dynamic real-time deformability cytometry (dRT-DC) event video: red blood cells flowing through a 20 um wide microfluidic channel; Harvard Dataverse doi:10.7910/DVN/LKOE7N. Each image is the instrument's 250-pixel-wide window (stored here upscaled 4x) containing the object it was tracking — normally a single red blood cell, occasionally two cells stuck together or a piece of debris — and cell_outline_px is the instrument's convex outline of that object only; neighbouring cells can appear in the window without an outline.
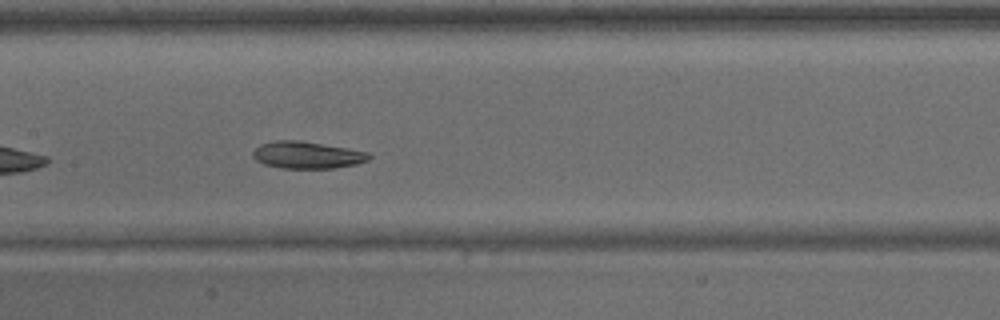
{"species": "common noctule bat (a hibernating species)", "species_latin": "Nyctalus noctula", "temperature_condition": "warm", "stored_images_in_passage": 35, "camera_frame_rate_fps": 3000, "um_per_image_px": 0.085, "animal": {"sex": "male", "body_mass_g": 15.6}, "frame": {"image": 1, "passage_image": 20, "time_ms": 6.333, "image_size_px": [1000, 320], "cell_outline_px": [[372, 156], [368, 160], [356, 164], [332, 168], [284, 168], [264, 164], [256, 160], [252, 156], [252, 152], [260, 144], [276, 140], [300, 140], [368, 152]], "centroid_in_image_um": [26.08, 13.17], "position_along_channel_um": 181.3, "area_um2": 18.15}}
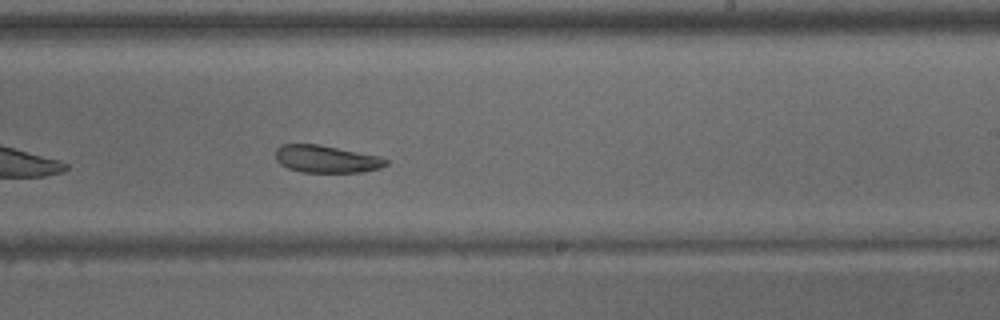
{"frame": {"image": 2, "passage_image": 25, "time_ms": 8.0, "image_size_px": [1000, 320], "cell_outline_px": [[388, 164], [380, 168], [364, 172], [300, 172], [288, 168], [280, 164], [276, 160], [276, 148], [280, 144], [320, 144], [380, 156], [388, 160]], "centroid_in_image_um": [27.74, 13.51], "position_along_channel_um": 261.3, "area_um2": 17.8}}